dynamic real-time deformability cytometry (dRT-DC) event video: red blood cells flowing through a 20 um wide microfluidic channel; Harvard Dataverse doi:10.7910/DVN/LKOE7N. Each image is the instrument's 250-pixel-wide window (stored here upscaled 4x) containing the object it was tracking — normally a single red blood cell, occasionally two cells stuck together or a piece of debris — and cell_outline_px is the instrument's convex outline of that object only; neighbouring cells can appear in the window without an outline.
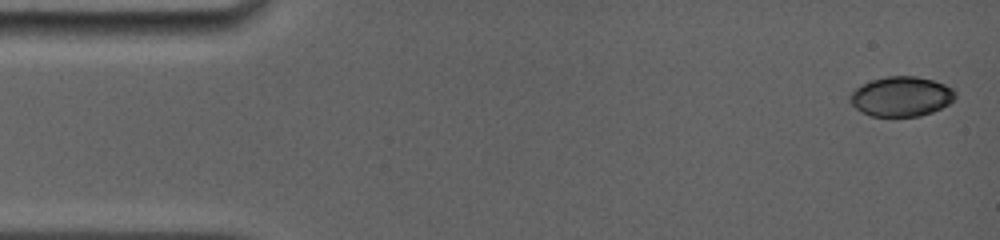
{"species": "common noctule bat (a hibernating species)", "species_latin": "Nyctalus noctula", "temperature_condition": "room temperature", "stored_images_in_passage": 36, "camera_frame_rate_fps": 5000, "um_per_image_px": 0.085, "animal": {"sex": "female", "body_mass_g": 19.0, "forearm_length_mm": 56.7}, "frame": {"image": 1, "passage_image": 1, "time_ms": 0.0, "image_size_px": [1000, 240], "cell_outline_px": [[956, 96], [948, 104], [932, 112], [920, 116], [872, 116], [860, 112], [848, 100], [848, 96], [856, 88], [872, 80], [888, 76], [916, 76], [932, 80], [944, 84], [952, 88], [956, 92]], "centroid_in_image_um": [76.59, 8.2], "position_along_channel_um": 8.4, "area_um2": 24.33}}
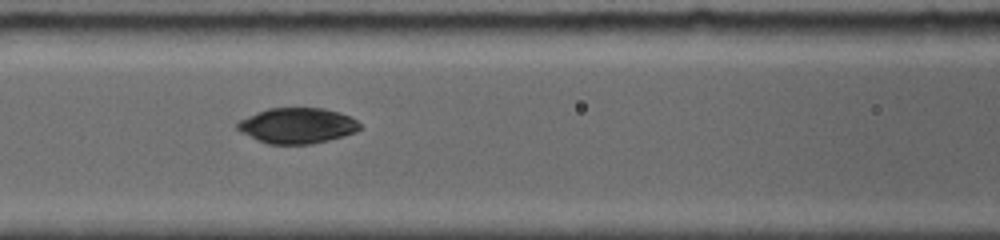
{"frame": {"image": 2, "passage_image": 16, "time_ms": 6.4, "image_size_px": [1000, 240], "cell_outline_px": [[360, 128], [356, 132], [344, 136], [328, 140], [308, 144], [268, 144], [240, 132], [236, 128], [236, 124], [240, 120], [256, 112], [268, 108], [324, 108], [340, 112], [356, 120], [360, 124]], "centroid_in_image_um": [25.26, 10.67], "position_along_channel_um": 141.3, "area_um2": 25.32}}
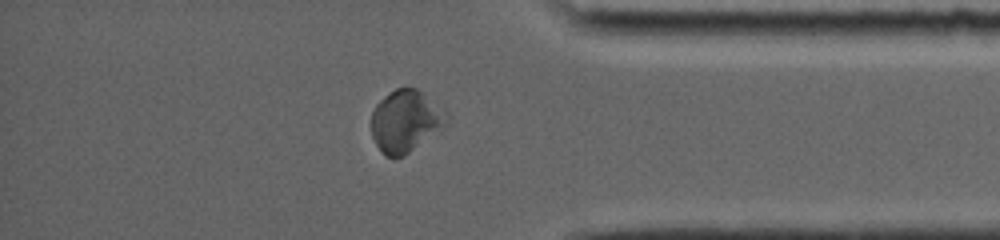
{"frame": {"image": 3, "passage_image": 31, "time_ms": 13.2, "image_size_px": [1000, 240], "cell_outline_px": [[448, 124], [404, 156], [384, 156], [380, 152], [372, 136], [372, 112], [376, 104], [384, 96], [396, 88], [416, 88], [448, 112]], "centroid_in_image_um": [34.48, 10.3], "position_along_channel_um": 400.7, "area_um2": 27.11}, "authors_computed_cell_mechanics": {"area_um2": 25.721, "velocity_mm_per_s": 3.9115, "shape_relaxation_time_tau1_ms": 4.0836, "shape_relaxation_time_tau2_ms": 6.8565, "deformation_change_tau1": 0.1021, "deformation_change_tau2": 0.0468}}